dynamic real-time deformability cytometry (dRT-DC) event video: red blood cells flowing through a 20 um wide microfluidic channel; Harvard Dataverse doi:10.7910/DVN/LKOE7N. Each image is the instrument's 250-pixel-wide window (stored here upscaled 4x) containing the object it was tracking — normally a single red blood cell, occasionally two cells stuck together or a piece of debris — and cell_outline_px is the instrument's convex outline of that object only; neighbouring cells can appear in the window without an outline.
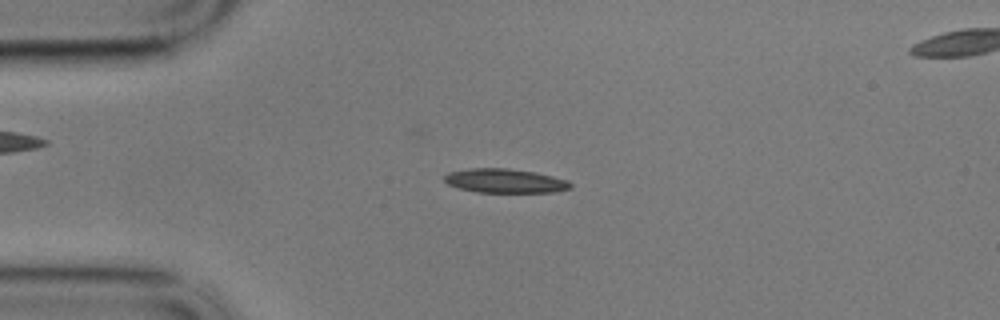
{"species": "common noctule bat (a hibernating species)", "species_latin": "Nyctalus noctula", "temperature_condition": "cold", "stored_images_in_passage": 45, "camera_frame_rate_fps": 3000, "um_per_image_px": 0.085, "animal": {"sex": "male", "body_mass_g": 17.9}, "frame": {"image": 1, "passage_image": 13, "time_ms": 4.0, "image_size_px": [1000, 320], "cell_outline_px": [[572, 188], [556, 192], [476, 192], [460, 188], [448, 184], [444, 180], [444, 176], [448, 172], [472, 168], [508, 168], [532, 172], [552, 176], [568, 180], [572, 184]], "centroid_in_image_um": [42.94, 15.37], "position_along_channel_um": 42.1, "area_um2": 17.63}}
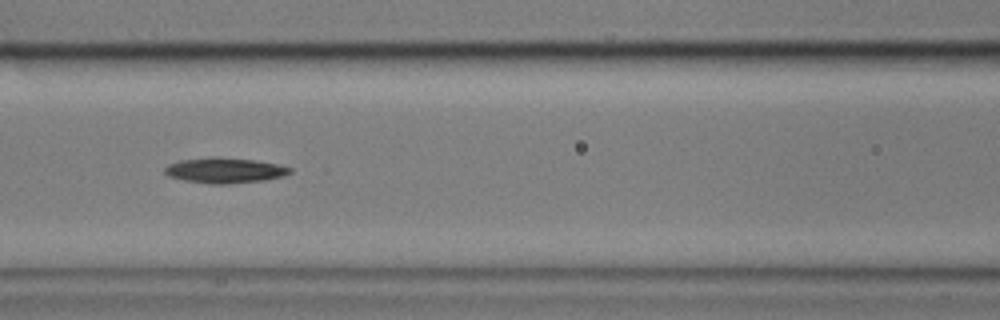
{"frame": {"image": 2, "passage_image": 24, "time_ms": 7.667, "image_size_px": [1000, 320], "cell_outline_px": [[292, 172], [284, 176], [264, 180], [228, 184], [212, 184], [184, 180], [168, 176], [164, 172], [164, 168], [168, 164], [180, 160], [208, 156], [220, 156], [252, 160], [276, 164], [292, 168]], "centroid_in_image_um": [19.07, 14.47], "position_along_channel_um": 147.5, "area_um2": 18.67}}
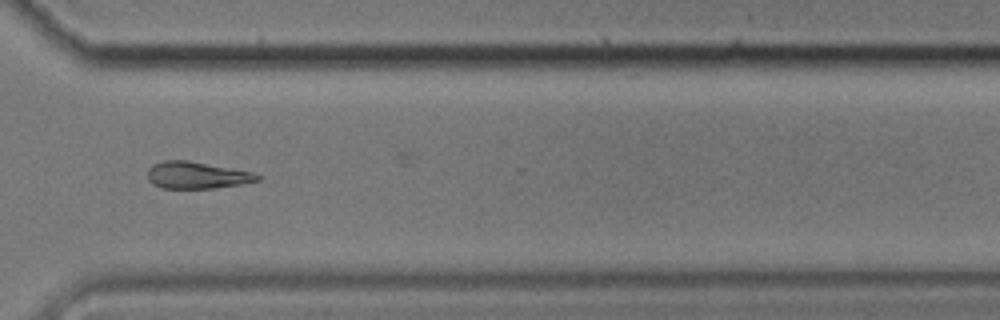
{"frame": {"image": 3, "passage_image": 42, "time_ms": 13.667, "image_size_px": [1000, 320], "cell_outline_px": [[260, 180], [240, 184], [212, 188], [160, 188], [152, 184], [148, 180], [148, 168], [152, 164], [164, 160], [188, 160], [252, 172], [260, 176]], "centroid_in_image_um": [16.67, 14.89], "position_along_channel_um": 353.9, "area_um2": 17.17}, "authors_computed_cell_mechanics": {"area_um2": 17.5712, "velocity_mm_per_s": 3.4433, "shape_relaxation_time_tau1_ms": 9.5441, "shape_relaxation_time_tau2_ms": null, "deformation_change_tau1": 0.1618, "deformation_change_tau2": null}}